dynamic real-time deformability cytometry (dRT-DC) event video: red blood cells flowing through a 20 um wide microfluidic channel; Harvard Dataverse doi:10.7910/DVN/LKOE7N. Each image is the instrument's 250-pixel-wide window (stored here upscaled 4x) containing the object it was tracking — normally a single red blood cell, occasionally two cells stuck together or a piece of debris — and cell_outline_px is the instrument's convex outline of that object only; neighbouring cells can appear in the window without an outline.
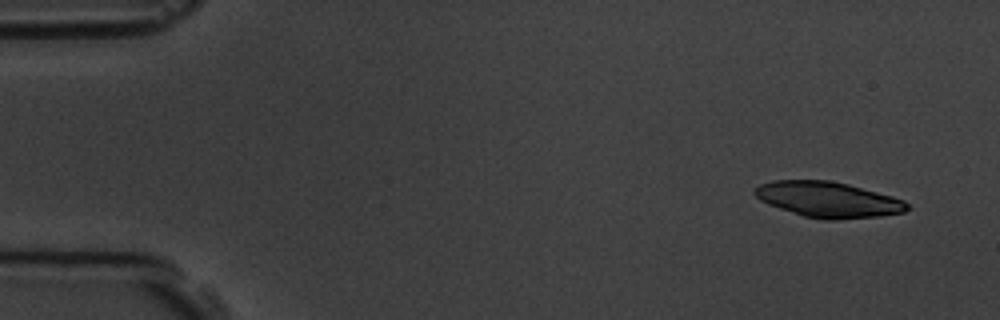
{"species": "common noctule bat (a hibernating species)", "species_latin": "Nyctalus noctula", "temperature_condition": "room temperature", "stored_images_in_passage": 4, "camera_frame_rate_fps": 3000, "um_per_image_px": 0.085, "animal": {"sex": "male", "body_mass_g": 19.5, "forearm_length_mm": 54.6}, "frame": {"image": 1, "passage_image": 1, "time_ms": 0.0, "image_size_px": [1000, 320], "cell_outline_px": [[908, 208], [904, 212], [880, 216], [836, 220], [824, 220], [804, 216], [768, 204], [760, 200], [752, 192], [760, 184], [772, 180], [828, 180], [848, 184], [892, 196], [904, 200], [908, 204]], "centroid_in_image_um": [70.38, 16.96], "position_along_channel_um": 14.6, "area_um2": 31.5}}